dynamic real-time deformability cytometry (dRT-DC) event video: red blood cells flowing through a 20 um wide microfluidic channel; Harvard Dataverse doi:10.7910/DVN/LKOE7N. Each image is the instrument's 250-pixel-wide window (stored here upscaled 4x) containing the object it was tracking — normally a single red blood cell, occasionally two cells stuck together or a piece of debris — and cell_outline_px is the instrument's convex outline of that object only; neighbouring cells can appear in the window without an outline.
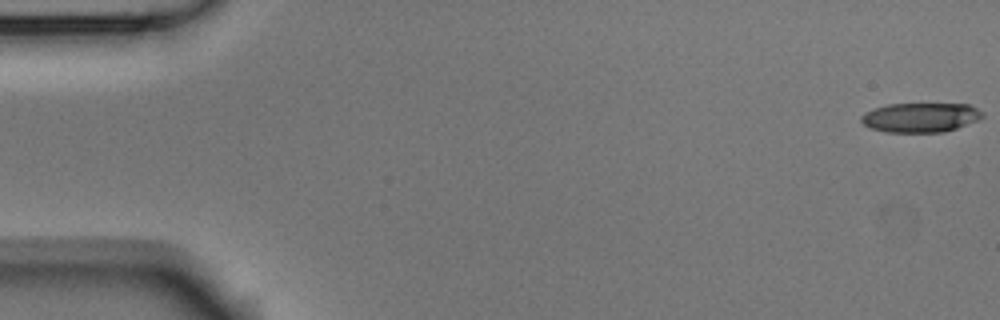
{"species": "Egyptian fruit bat (a non-hibernating species)", "species_latin": "Rousettus aegyptiacus", "temperature_condition": "room temperature", "stored_images_in_passage": 6, "camera_frame_rate_fps": 3000, "um_per_image_px": 0.085, "animal": {"sex": "male"}, "frame": {"image": 1, "passage_image": 1, "time_ms": 0.0, "image_size_px": [1000, 320], "cell_outline_px": [[984, 116], [980, 120], [944, 132], [884, 132], [872, 128], [864, 124], [860, 120], [860, 116], [864, 112], [872, 108], [888, 104], [968, 104], [984, 112]], "centroid_in_image_um": [78.24, 9.98], "position_along_channel_um": 6.8, "area_um2": 20.98}}
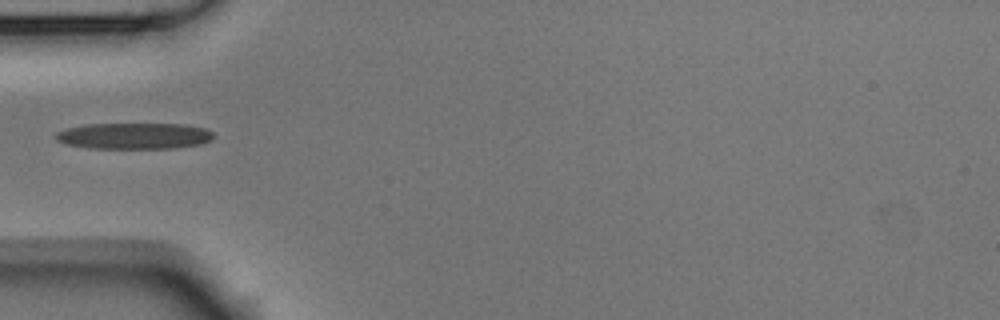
{"frame": {"image": 2, "passage_image": 5, "time_ms": 1.333, "image_size_px": [1000, 320], "cell_outline_px": [[212, 140], [200, 144], [176, 148], [88, 148], [68, 144], [56, 140], [52, 136], [56, 132], [68, 128], [84, 124], [184, 124], [204, 128], [212, 132]], "centroid_in_image_um": [11.37, 11.55], "position_along_channel_um": 73.6, "area_um2": 24.1}}
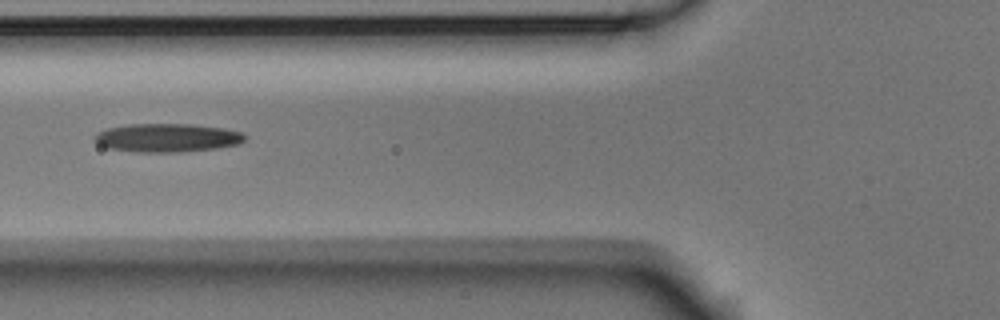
{"frame": {"image": 3, "passage_image": 6, "time_ms": 1.667, "image_size_px": [1000, 320], "cell_outline_px": [[248, 136], [240, 144], [216, 148], [176, 152], [136, 152], [108, 148], [100, 144], [96, 140], [96, 136], [100, 132], [108, 128], [128, 124], [188, 124], [224, 128], [240, 132]], "centroid_in_image_um": [14.26, 11.71], "position_along_channel_um": 111.5, "area_um2": 24.68}}